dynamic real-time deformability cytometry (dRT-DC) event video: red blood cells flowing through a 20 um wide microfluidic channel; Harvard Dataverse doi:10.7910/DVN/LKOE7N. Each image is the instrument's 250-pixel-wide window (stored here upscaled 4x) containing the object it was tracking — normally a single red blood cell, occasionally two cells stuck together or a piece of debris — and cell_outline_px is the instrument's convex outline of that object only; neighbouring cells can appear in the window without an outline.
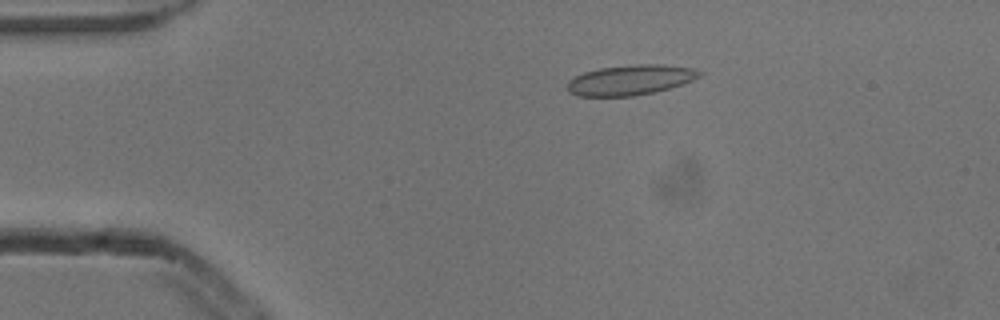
{"species": "common noctule bat (a hibernating species)", "species_latin": "Nyctalus noctula", "temperature_condition": "cold", "stored_images_in_passage": 4, "camera_frame_rate_fps": 3000, "um_per_image_px": 0.085, "animal": {"sex": "male", "body_mass_g": 13.3}, "frame": {"image": 1, "passage_image": 3, "time_ms": 0.667, "image_size_px": [1000, 320], "cell_outline_px": [[704, 72], [700, 76], [692, 80], [656, 92], [632, 96], [576, 96], [568, 92], [568, 80], [584, 72], [600, 68], [636, 64], [664, 64], [692, 68]], "centroid_in_image_um": [53.57, 6.79], "position_along_channel_um": 31.4, "area_um2": 23.18}}